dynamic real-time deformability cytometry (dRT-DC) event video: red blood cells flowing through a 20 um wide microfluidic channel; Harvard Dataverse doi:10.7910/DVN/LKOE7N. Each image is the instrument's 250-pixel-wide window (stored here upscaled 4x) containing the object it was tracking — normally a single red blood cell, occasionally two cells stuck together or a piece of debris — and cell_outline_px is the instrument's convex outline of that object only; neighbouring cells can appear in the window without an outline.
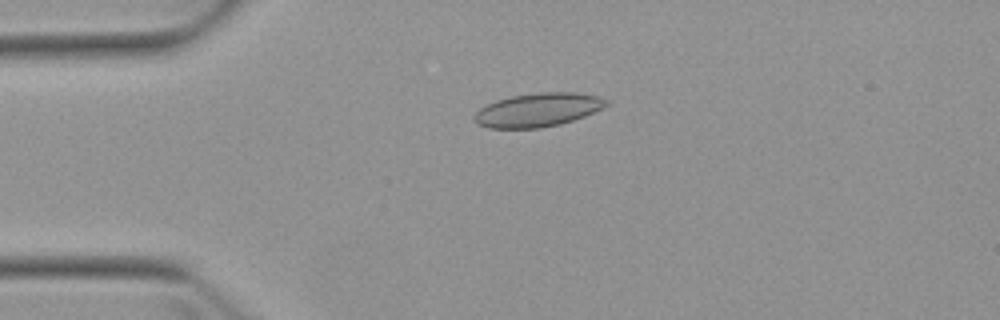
{"species": "Egyptian fruit bat (a non-hibernating species)", "species_latin": "Rousettus aegyptiacus", "temperature_condition": "warm", "stored_images_in_passage": 4, "camera_frame_rate_fps": 3000, "um_per_image_px": 0.085, "animal": {"sex": "female"}, "frame": {"image": 1, "passage_image": 3, "time_ms": 3.333, "image_size_px": [1000, 320], "cell_outline_px": [[608, 104], [584, 116], [560, 124], [540, 128], [488, 128], [472, 120], [476, 112], [480, 108], [496, 100], [512, 96], [540, 92], [572, 92], [596, 96], [608, 100]], "centroid_in_image_um": [45.68, 9.34], "position_along_channel_um": 39.3, "area_um2": 25.55}}